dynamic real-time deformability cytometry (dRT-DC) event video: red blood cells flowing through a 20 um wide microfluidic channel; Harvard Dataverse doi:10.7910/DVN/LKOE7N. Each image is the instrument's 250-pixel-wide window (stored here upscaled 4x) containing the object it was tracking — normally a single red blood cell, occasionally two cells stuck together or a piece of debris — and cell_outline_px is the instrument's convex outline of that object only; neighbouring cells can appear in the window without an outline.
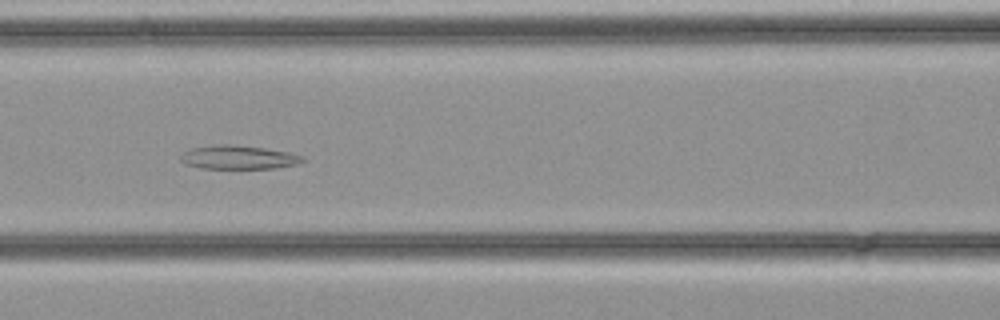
{"species": "common noctule bat (a hibernating species)", "species_latin": "Nyctalus noctula", "temperature_condition": "cold", "stored_images_in_passage": 35, "camera_frame_rate_fps": 3000, "um_per_image_px": 0.085, "animal": {"sex": "female", "body_mass_g": 21.9}, "frame": {"image": 1, "passage_image": 14, "time_ms": 4.333, "image_size_px": [1000, 320], "cell_outline_px": [[304, 160], [296, 164], [272, 168], [200, 168], [184, 164], [180, 160], [180, 156], [184, 152], [192, 148], [212, 144], [232, 144], [264, 148], [288, 152], [304, 156]], "centroid_in_image_um": [20.22, 13.36], "position_along_channel_um": 146.4, "area_um2": 16.82}}
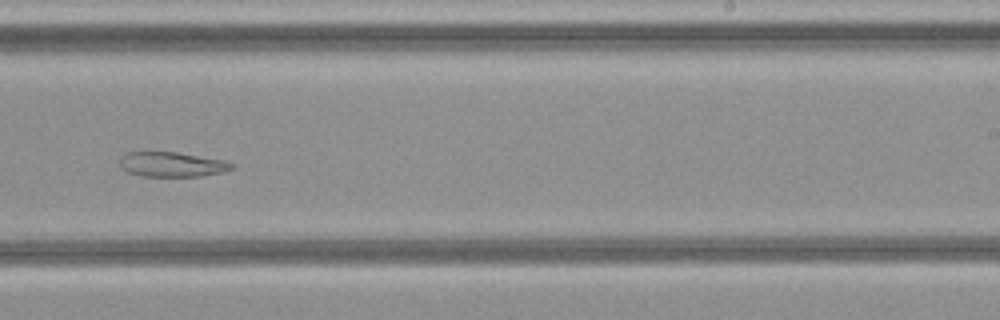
{"frame": {"image": 2, "passage_image": 21, "time_ms": 6.667, "image_size_px": [1000, 320], "cell_outline_px": [[236, 164], [232, 168], [220, 172], [200, 176], [144, 176], [128, 172], [120, 168], [120, 156], [128, 152], [176, 152], [224, 160]], "centroid_in_image_um": [14.58, 13.97], "position_along_channel_um": 274.4, "area_um2": 16.07}}
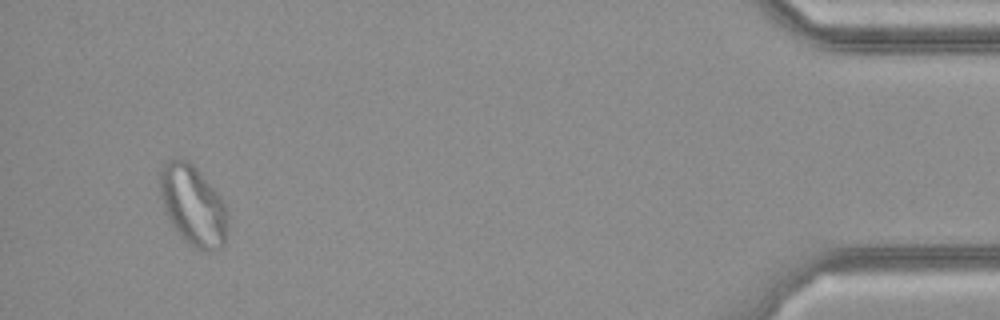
{"frame": {"image": 3, "passage_image": 33, "time_ms": 10.667, "image_size_px": [1000, 320], "cell_outline_px": [[228, 228], [224, 244], [220, 248], [208, 252], [196, 248], [172, 224], [168, 216], [160, 192], [160, 172], [164, 160], [188, 160], [196, 168], [220, 196], [228, 212]], "centroid_in_image_um": [16.44, 17.45], "position_along_channel_um": 418.8, "area_um2": 30.98}}